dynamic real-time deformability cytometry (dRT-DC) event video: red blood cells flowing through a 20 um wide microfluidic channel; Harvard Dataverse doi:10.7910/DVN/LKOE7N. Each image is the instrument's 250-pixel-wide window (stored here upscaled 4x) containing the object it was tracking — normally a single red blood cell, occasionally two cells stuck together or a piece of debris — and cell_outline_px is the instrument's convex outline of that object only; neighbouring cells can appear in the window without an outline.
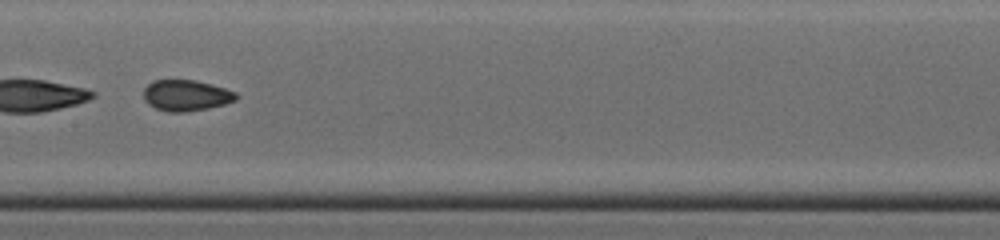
{"species": "common noctule bat (a hibernating species)", "species_latin": "Nyctalus noctula", "temperature_condition": "cold", "stored_images_in_passage": 44, "segment_of_instrument_passage": [2, 2], "camera_frame_rate_fps": 3000, "um_per_image_px": 0.085, "animal": {"sex": "male", "body_mass_g": 19.0, "forearm_length_mm": 50.8}, "frame": {"image": 1, "passage_image": 22, "time_ms": 7.0, "image_size_px": [1000, 240], "cell_outline_px": [[240, 96], [236, 100], [224, 104], [208, 108], [184, 112], [168, 112], [156, 108], [148, 104], [144, 100], [144, 88], [152, 80], [196, 80], [212, 84], [236, 92]], "centroid_in_image_um": [15.83, 8.1], "position_along_channel_um": 191.6, "area_um2": 16.82}}